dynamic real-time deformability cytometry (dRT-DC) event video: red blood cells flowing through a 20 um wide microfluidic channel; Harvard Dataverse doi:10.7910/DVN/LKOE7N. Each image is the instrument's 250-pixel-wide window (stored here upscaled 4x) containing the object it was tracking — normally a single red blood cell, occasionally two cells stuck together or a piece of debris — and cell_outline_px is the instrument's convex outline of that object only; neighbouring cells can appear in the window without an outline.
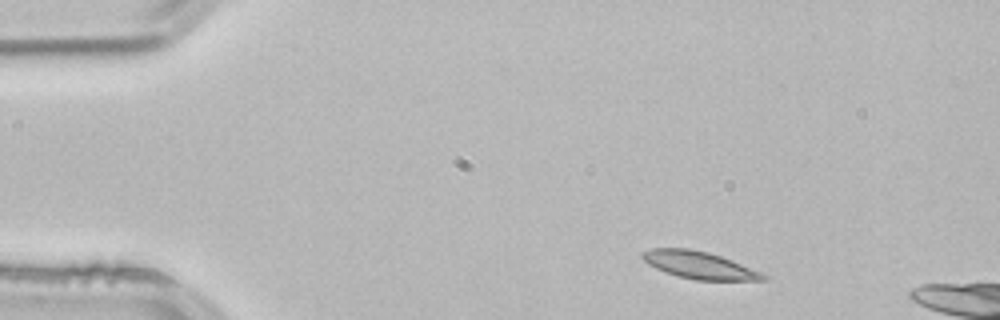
{"species": "common noctule bat (a hibernating species)", "species_latin": "Nyctalus noctula", "temperature_condition": "room temperature", "stored_images_in_passage": 2, "camera_frame_rate_fps": 3000, "um_per_image_px": 0.085, "animal": {"sex": "male", "body_mass_g": 21.5, "forearm_length_mm": 52.0}, "frame": {"image": 1, "passage_image": 1, "time_ms": 0.0, "image_size_px": [1000, 320], "cell_outline_px": [[768, 276], [764, 280], [696, 280], [676, 276], [664, 272], [648, 264], [640, 256], [640, 252], [652, 248], [688, 248], [708, 252], [732, 260], [760, 272]], "centroid_in_image_um": [59.38, 22.53], "position_along_channel_um": 25.6, "area_um2": 19.19}}
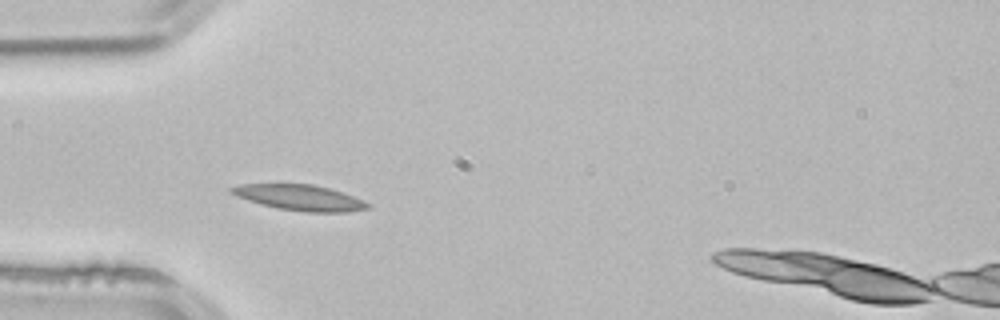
{"frame": {"image": 2, "passage_image": 2, "time_ms": 0.333, "image_size_px": [1000, 320], "cell_outline_px": [[372, 208], [348, 212], [304, 212], [276, 208], [260, 204], [236, 196], [228, 192], [228, 188], [240, 184], [312, 184], [328, 188], [364, 200], [372, 204]], "centroid_in_image_um": [25.48, 16.8], "position_along_channel_um": 59.5, "area_um2": 20.52}}